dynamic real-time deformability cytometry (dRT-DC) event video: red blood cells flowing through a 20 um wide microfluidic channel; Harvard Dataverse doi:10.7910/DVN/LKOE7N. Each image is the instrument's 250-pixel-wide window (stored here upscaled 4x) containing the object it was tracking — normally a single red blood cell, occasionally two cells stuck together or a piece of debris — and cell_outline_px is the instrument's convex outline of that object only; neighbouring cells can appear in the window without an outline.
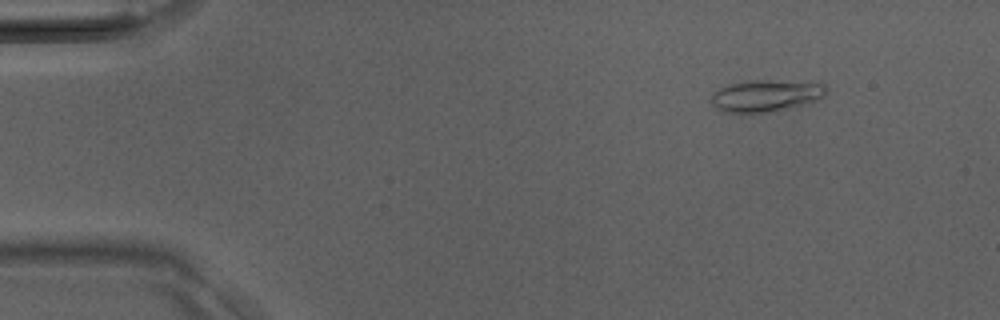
{"species": "Egyptian fruit bat (a non-hibernating species)", "species_latin": "Rousettus aegyptiacus", "temperature_condition": "room temperature", "stored_images_in_passage": 36, "camera_frame_rate_fps": 3000, "um_per_image_px": 0.085, "animal": {"sex": "male"}, "frame": {"image": 1, "passage_image": 2, "time_ms": 0.333, "image_size_px": [1000, 320], "cell_outline_px": [[828, 92], [820, 100], [792, 108], [768, 112], [720, 112], [712, 104], [712, 96], [720, 88], [728, 84], [748, 80], [820, 80], [824, 84]], "centroid_in_image_um": [65.23, 8.1], "position_along_channel_um": 19.8, "area_um2": 22.08}}
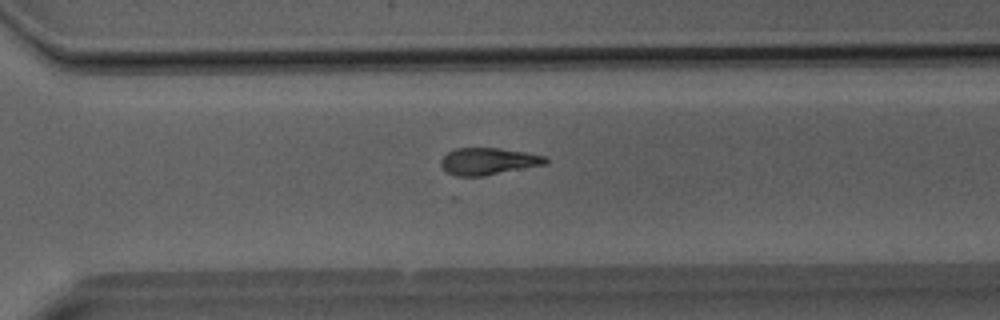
{"frame": {"image": 2, "passage_image": 25, "time_ms": 8.0, "image_size_px": [1000, 320], "cell_outline_px": [[548, 160], [544, 164], [484, 176], [456, 176], [448, 172], [440, 164], [440, 160], [448, 152], [456, 148], [500, 148], [548, 156]], "centroid_in_image_um": [41.49, 13.7], "position_along_channel_um": 329.1, "area_um2": 16.3}}
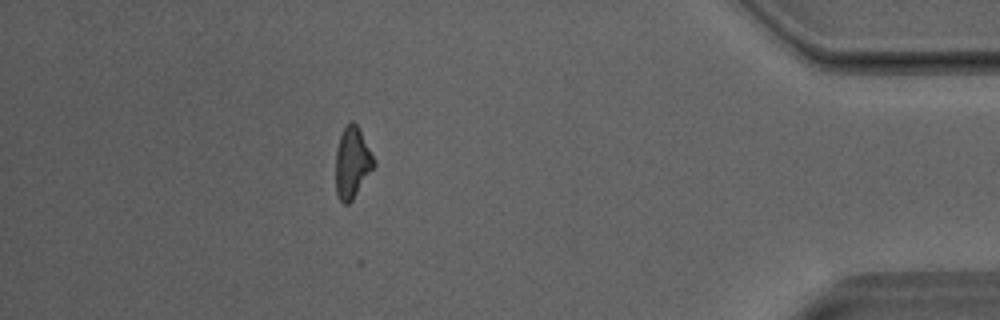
{"frame": {"image": 3, "passage_image": 32, "time_ms": 10.333, "image_size_px": [1000, 320], "cell_outline_px": [[376, 164], [352, 200], [348, 204], [344, 204], [336, 196], [336, 148], [340, 136], [344, 128], [352, 120], [356, 124], [376, 160]], "centroid_in_image_um": [29.93, 13.84], "position_along_channel_um": 405.3, "area_um2": 15.72}}